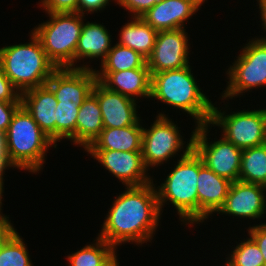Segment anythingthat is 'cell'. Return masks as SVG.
Instances as JSON below:
<instances>
[{
    "label": "cell",
    "instance_id": "obj_38",
    "mask_svg": "<svg viewBox=\"0 0 266 266\" xmlns=\"http://www.w3.org/2000/svg\"><path fill=\"white\" fill-rule=\"evenodd\" d=\"M261 13L262 25L266 30V0H258Z\"/></svg>",
    "mask_w": 266,
    "mask_h": 266
},
{
    "label": "cell",
    "instance_id": "obj_35",
    "mask_svg": "<svg viewBox=\"0 0 266 266\" xmlns=\"http://www.w3.org/2000/svg\"><path fill=\"white\" fill-rule=\"evenodd\" d=\"M109 0H78V13L84 15L85 11L94 12L102 10ZM85 10V11H84Z\"/></svg>",
    "mask_w": 266,
    "mask_h": 266
},
{
    "label": "cell",
    "instance_id": "obj_37",
    "mask_svg": "<svg viewBox=\"0 0 266 266\" xmlns=\"http://www.w3.org/2000/svg\"><path fill=\"white\" fill-rule=\"evenodd\" d=\"M7 167H14L9 159H8V155H0V182H3V173L4 170L7 169Z\"/></svg>",
    "mask_w": 266,
    "mask_h": 266
},
{
    "label": "cell",
    "instance_id": "obj_40",
    "mask_svg": "<svg viewBox=\"0 0 266 266\" xmlns=\"http://www.w3.org/2000/svg\"><path fill=\"white\" fill-rule=\"evenodd\" d=\"M0 155H8L6 149V133L0 131Z\"/></svg>",
    "mask_w": 266,
    "mask_h": 266
},
{
    "label": "cell",
    "instance_id": "obj_18",
    "mask_svg": "<svg viewBox=\"0 0 266 266\" xmlns=\"http://www.w3.org/2000/svg\"><path fill=\"white\" fill-rule=\"evenodd\" d=\"M97 81L108 90L120 93L133 100L151 95V74L149 68L128 69L118 72L95 71ZM136 96V98H135Z\"/></svg>",
    "mask_w": 266,
    "mask_h": 266
},
{
    "label": "cell",
    "instance_id": "obj_33",
    "mask_svg": "<svg viewBox=\"0 0 266 266\" xmlns=\"http://www.w3.org/2000/svg\"><path fill=\"white\" fill-rule=\"evenodd\" d=\"M22 102H4L0 100V131L6 133L16 110Z\"/></svg>",
    "mask_w": 266,
    "mask_h": 266
},
{
    "label": "cell",
    "instance_id": "obj_6",
    "mask_svg": "<svg viewBox=\"0 0 266 266\" xmlns=\"http://www.w3.org/2000/svg\"><path fill=\"white\" fill-rule=\"evenodd\" d=\"M50 21L39 24L33 33L57 69L76 68L75 52L83 27L79 13H48Z\"/></svg>",
    "mask_w": 266,
    "mask_h": 266
},
{
    "label": "cell",
    "instance_id": "obj_5",
    "mask_svg": "<svg viewBox=\"0 0 266 266\" xmlns=\"http://www.w3.org/2000/svg\"><path fill=\"white\" fill-rule=\"evenodd\" d=\"M193 132L178 164L156 189L160 211L163 203L170 201L178 211L182 222L198 223L197 179L199 155L192 148Z\"/></svg>",
    "mask_w": 266,
    "mask_h": 266
},
{
    "label": "cell",
    "instance_id": "obj_13",
    "mask_svg": "<svg viewBox=\"0 0 266 266\" xmlns=\"http://www.w3.org/2000/svg\"><path fill=\"white\" fill-rule=\"evenodd\" d=\"M124 185L143 186L151 183L146 175L141 151L86 150Z\"/></svg>",
    "mask_w": 266,
    "mask_h": 266
},
{
    "label": "cell",
    "instance_id": "obj_27",
    "mask_svg": "<svg viewBox=\"0 0 266 266\" xmlns=\"http://www.w3.org/2000/svg\"><path fill=\"white\" fill-rule=\"evenodd\" d=\"M116 249L97 237L96 243L68 255L69 266H100Z\"/></svg>",
    "mask_w": 266,
    "mask_h": 266
},
{
    "label": "cell",
    "instance_id": "obj_20",
    "mask_svg": "<svg viewBox=\"0 0 266 266\" xmlns=\"http://www.w3.org/2000/svg\"><path fill=\"white\" fill-rule=\"evenodd\" d=\"M143 127L140 121L122 128H103L87 150L141 151Z\"/></svg>",
    "mask_w": 266,
    "mask_h": 266
},
{
    "label": "cell",
    "instance_id": "obj_22",
    "mask_svg": "<svg viewBox=\"0 0 266 266\" xmlns=\"http://www.w3.org/2000/svg\"><path fill=\"white\" fill-rule=\"evenodd\" d=\"M111 35L107 29L97 23H83L81 35L78 40L75 62L83 58H99L101 62L105 59L108 52L111 50Z\"/></svg>",
    "mask_w": 266,
    "mask_h": 266
},
{
    "label": "cell",
    "instance_id": "obj_16",
    "mask_svg": "<svg viewBox=\"0 0 266 266\" xmlns=\"http://www.w3.org/2000/svg\"><path fill=\"white\" fill-rule=\"evenodd\" d=\"M231 181L210 170L199 156L197 179L198 222H203L213 212H218L228 195Z\"/></svg>",
    "mask_w": 266,
    "mask_h": 266
},
{
    "label": "cell",
    "instance_id": "obj_24",
    "mask_svg": "<svg viewBox=\"0 0 266 266\" xmlns=\"http://www.w3.org/2000/svg\"><path fill=\"white\" fill-rule=\"evenodd\" d=\"M239 181L266 186V143L242 150Z\"/></svg>",
    "mask_w": 266,
    "mask_h": 266
},
{
    "label": "cell",
    "instance_id": "obj_1",
    "mask_svg": "<svg viewBox=\"0 0 266 266\" xmlns=\"http://www.w3.org/2000/svg\"><path fill=\"white\" fill-rule=\"evenodd\" d=\"M126 189L115 198L98 235L114 248L124 242L150 241L161 215L153 181Z\"/></svg>",
    "mask_w": 266,
    "mask_h": 266
},
{
    "label": "cell",
    "instance_id": "obj_30",
    "mask_svg": "<svg viewBox=\"0 0 266 266\" xmlns=\"http://www.w3.org/2000/svg\"><path fill=\"white\" fill-rule=\"evenodd\" d=\"M46 13H78V0H41Z\"/></svg>",
    "mask_w": 266,
    "mask_h": 266
},
{
    "label": "cell",
    "instance_id": "obj_12",
    "mask_svg": "<svg viewBox=\"0 0 266 266\" xmlns=\"http://www.w3.org/2000/svg\"><path fill=\"white\" fill-rule=\"evenodd\" d=\"M96 82L95 70L83 65L57 69L46 85L53 91L57 101H71L80 106L92 93Z\"/></svg>",
    "mask_w": 266,
    "mask_h": 266
},
{
    "label": "cell",
    "instance_id": "obj_14",
    "mask_svg": "<svg viewBox=\"0 0 266 266\" xmlns=\"http://www.w3.org/2000/svg\"><path fill=\"white\" fill-rule=\"evenodd\" d=\"M265 191L266 186L260 184L234 181L218 212L246 219H258L266 212Z\"/></svg>",
    "mask_w": 266,
    "mask_h": 266
},
{
    "label": "cell",
    "instance_id": "obj_17",
    "mask_svg": "<svg viewBox=\"0 0 266 266\" xmlns=\"http://www.w3.org/2000/svg\"><path fill=\"white\" fill-rule=\"evenodd\" d=\"M201 5L199 0H161L140 18L156 31L183 29Z\"/></svg>",
    "mask_w": 266,
    "mask_h": 266
},
{
    "label": "cell",
    "instance_id": "obj_2",
    "mask_svg": "<svg viewBox=\"0 0 266 266\" xmlns=\"http://www.w3.org/2000/svg\"><path fill=\"white\" fill-rule=\"evenodd\" d=\"M190 114L198 125L209 124L213 104L198 88L190 65L151 74V95Z\"/></svg>",
    "mask_w": 266,
    "mask_h": 266
},
{
    "label": "cell",
    "instance_id": "obj_15",
    "mask_svg": "<svg viewBox=\"0 0 266 266\" xmlns=\"http://www.w3.org/2000/svg\"><path fill=\"white\" fill-rule=\"evenodd\" d=\"M92 94L97 98L104 128H122L136 124V100L120 93L108 90L99 81L93 87Z\"/></svg>",
    "mask_w": 266,
    "mask_h": 266
},
{
    "label": "cell",
    "instance_id": "obj_34",
    "mask_svg": "<svg viewBox=\"0 0 266 266\" xmlns=\"http://www.w3.org/2000/svg\"><path fill=\"white\" fill-rule=\"evenodd\" d=\"M248 233L258 245L266 266V223L250 227Z\"/></svg>",
    "mask_w": 266,
    "mask_h": 266
},
{
    "label": "cell",
    "instance_id": "obj_21",
    "mask_svg": "<svg viewBox=\"0 0 266 266\" xmlns=\"http://www.w3.org/2000/svg\"><path fill=\"white\" fill-rule=\"evenodd\" d=\"M103 119L97 98L91 93L82 105L76 121V144L87 150L103 130Z\"/></svg>",
    "mask_w": 266,
    "mask_h": 266
},
{
    "label": "cell",
    "instance_id": "obj_7",
    "mask_svg": "<svg viewBox=\"0 0 266 266\" xmlns=\"http://www.w3.org/2000/svg\"><path fill=\"white\" fill-rule=\"evenodd\" d=\"M230 66L228 86L223 98H233L244 91L266 85V37L249 41Z\"/></svg>",
    "mask_w": 266,
    "mask_h": 266
},
{
    "label": "cell",
    "instance_id": "obj_41",
    "mask_svg": "<svg viewBox=\"0 0 266 266\" xmlns=\"http://www.w3.org/2000/svg\"><path fill=\"white\" fill-rule=\"evenodd\" d=\"M3 185H4V183L0 182V219H7L9 217H6L5 215L1 214V206H2L1 199H2V193H3Z\"/></svg>",
    "mask_w": 266,
    "mask_h": 266
},
{
    "label": "cell",
    "instance_id": "obj_36",
    "mask_svg": "<svg viewBox=\"0 0 266 266\" xmlns=\"http://www.w3.org/2000/svg\"><path fill=\"white\" fill-rule=\"evenodd\" d=\"M15 231L8 219H0V247Z\"/></svg>",
    "mask_w": 266,
    "mask_h": 266
},
{
    "label": "cell",
    "instance_id": "obj_3",
    "mask_svg": "<svg viewBox=\"0 0 266 266\" xmlns=\"http://www.w3.org/2000/svg\"><path fill=\"white\" fill-rule=\"evenodd\" d=\"M0 63L7 78L21 94L46 85L57 70L33 32L30 43L0 48Z\"/></svg>",
    "mask_w": 266,
    "mask_h": 266
},
{
    "label": "cell",
    "instance_id": "obj_32",
    "mask_svg": "<svg viewBox=\"0 0 266 266\" xmlns=\"http://www.w3.org/2000/svg\"><path fill=\"white\" fill-rule=\"evenodd\" d=\"M117 4L133 13V17L143 16L150 8L161 0H115Z\"/></svg>",
    "mask_w": 266,
    "mask_h": 266
},
{
    "label": "cell",
    "instance_id": "obj_28",
    "mask_svg": "<svg viewBox=\"0 0 266 266\" xmlns=\"http://www.w3.org/2000/svg\"><path fill=\"white\" fill-rule=\"evenodd\" d=\"M18 232L0 247V266H33L27 248Z\"/></svg>",
    "mask_w": 266,
    "mask_h": 266
},
{
    "label": "cell",
    "instance_id": "obj_8",
    "mask_svg": "<svg viewBox=\"0 0 266 266\" xmlns=\"http://www.w3.org/2000/svg\"><path fill=\"white\" fill-rule=\"evenodd\" d=\"M209 124L222 127V136L242 150L266 143V109L225 115L213 105Z\"/></svg>",
    "mask_w": 266,
    "mask_h": 266
},
{
    "label": "cell",
    "instance_id": "obj_11",
    "mask_svg": "<svg viewBox=\"0 0 266 266\" xmlns=\"http://www.w3.org/2000/svg\"><path fill=\"white\" fill-rule=\"evenodd\" d=\"M185 29L158 31L154 48L147 58L150 74L188 66V39Z\"/></svg>",
    "mask_w": 266,
    "mask_h": 266
},
{
    "label": "cell",
    "instance_id": "obj_29",
    "mask_svg": "<svg viewBox=\"0 0 266 266\" xmlns=\"http://www.w3.org/2000/svg\"><path fill=\"white\" fill-rule=\"evenodd\" d=\"M229 258L226 262L229 266H265L262 253L251 237L241 241Z\"/></svg>",
    "mask_w": 266,
    "mask_h": 266
},
{
    "label": "cell",
    "instance_id": "obj_4",
    "mask_svg": "<svg viewBox=\"0 0 266 266\" xmlns=\"http://www.w3.org/2000/svg\"><path fill=\"white\" fill-rule=\"evenodd\" d=\"M52 144L56 148L57 144L21 105L14 113L6 132V149L10 163L16 168L36 173L42 168L47 148Z\"/></svg>",
    "mask_w": 266,
    "mask_h": 266
},
{
    "label": "cell",
    "instance_id": "obj_39",
    "mask_svg": "<svg viewBox=\"0 0 266 266\" xmlns=\"http://www.w3.org/2000/svg\"><path fill=\"white\" fill-rule=\"evenodd\" d=\"M115 251L100 266H119Z\"/></svg>",
    "mask_w": 266,
    "mask_h": 266
},
{
    "label": "cell",
    "instance_id": "obj_25",
    "mask_svg": "<svg viewBox=\"0 0 266 266\" xmlns=\"http://www.w3.org/2000/svg\"><path fill=\"white\" fill-rule=\"evenodd\" d=\"M100 72H118L128 69L148 68L147 59L126 46L116 44L101 63Z\"/></svg>",
    "mask_w": 266,
    "mask_h": 266
},
{
    "label": "cell",
    "instance_id": "obj_9",
    "mask_svg": "<svg viewBox=\"0 0 266 266\" xmlns=\"http://www.w3.org/2000/svg\"><path fill=\"white\" fill-rule=\"evenodd\" d=\"M208 125H198L193 131L192 148L202 158L203 163L218 176L231 182L239 181L242 149L233 143L222 139L209 143Z\"/></svg>",
    "mask_w": 266,
    "mask_h": 266
},
{
    "label": "cell",
    "instance_id": "obj_26",
    "mask_svg": "<svg viewBox=\"0 0 266 266\" xmlns=\"http://www.w3.org/2000/svg\"><path fill=\"white\" fill-rule=\"evenodd\" d=\"M79 105L71 101H58L55 108L56 142L69 139L76 144V121Z\"/></svg>",
    "mask_w": 266,
    "mask_h": 266
},
{
    "label": "cell",
    "instance_id": "obj_10",
    "mask_svg": "<svg viewBox=\"0 0 266 266\" xmlns=\"http://www.w3.org/2000/svg\"><path fill=\"white\" fill-rule=\"evenodd\" d=\"M158 115L150 129L143 128L141 153L146 168L163 164L184 145L176 124L165 114Z\"/></svg>",
    "mask_w": 266,
    "mask_h": 266
},
{
    "label": "cell",
    "instance_id": "obj_23",
    "mask_svg": "<svg viewBox=\"0 0 266 266\" xmlns=\"http://www.w3.org/2000/svg\"><path fill=\"white\" fill-rule=\"evenodd\" d=\"M158 31L152 28L140 17H133L120 31V41L117 44L126 46L148 58L155 45Z\"/></svg>",
    "mask_w": 266,
    "mask_h": 266
},
{
    "label": "cell",
    "instance_id": "obj_31",
    "mask_svg": "<svg viewBox=\"0 0 266 266\" xmlns=\"http://www.w3.org/2000/svg\"><path fill=\"white\" fill-rule=\"evenodd\" d=\"M0 100L4 102H21V93L3 72L0 63Z\"/></svg>",
    "mask_w": 266,
    "mask_h": 266
},
{
    "label": "cell",
    "instance_id": "obj_19",
    "mask_svg": "<svg viewBox=\"0 0 266 266\" xmlns=\"http://www.w3.org/2000/svg\"><path fill=\"white\" fill-rule=\"evenodd\" d=\"M22 105L31 114L38 126L56 143L55 108L58 101L47 86H39L21 94Z\"/></svg>",
    "mask_w": 266,
    "mask_h": 266
}]
</instances>
